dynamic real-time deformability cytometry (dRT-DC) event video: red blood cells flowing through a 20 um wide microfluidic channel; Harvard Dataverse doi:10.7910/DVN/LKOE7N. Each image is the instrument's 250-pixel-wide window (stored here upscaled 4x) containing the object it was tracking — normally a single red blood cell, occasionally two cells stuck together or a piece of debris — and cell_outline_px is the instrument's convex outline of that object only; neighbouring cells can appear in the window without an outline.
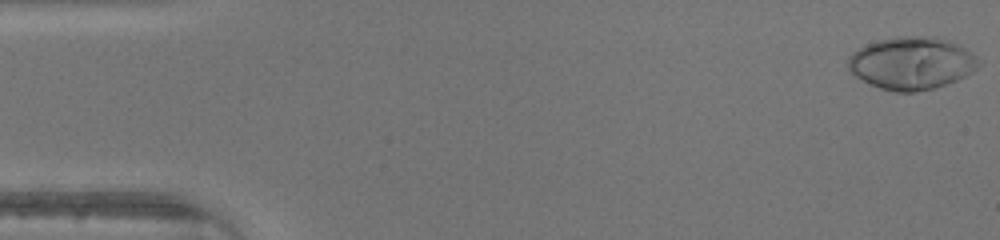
{"species": "human", "species_latin": "Homo sapiens", "temperature_condition": "warm", "stored_images_in_passage": 46, "camera_frame_rate_fps": 3000, "um_per_image_px": 0.085, "donor": {"sex": "male"}, "frame": {"image": 1, "passage_image": 1, "time_ms": 0.0, "image_size_px": [1000, 240], "cell_outline_px": [[980, 64], [972, 72], [956, 80], [932, 88], [916, 92], [896, 92], [880, 88], [856, 76], [848, 68], [848, 56], [852, 52], [868, 44], [880, 40], [896, 36], [936, 36], [948, 40], [964, 48], [976, 56]], "centroid_in_image_um": [77.48, 5.36], "position_along_channel_um": 7.5, "area_um2": 39.59}}
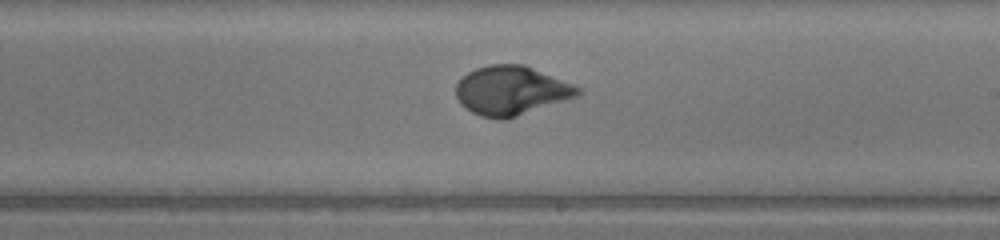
{"frame": {"image": 2, "passage_image": 27, "time_ms": 8.667, "image_size_px": [1000, 240], "cell_outline_px": [[584, 88], [576, 96], [508, 120], [500, 120], [480, 116], [472, 112], [460, 104], [456, 96], [456, 84], [468, 72], [476, 68], [488, 64], [524, 64]], "centroid_in_image_um": [43.45, 7.7], "position_along_channel_um": 245.6, "area_um2": 35.08}}
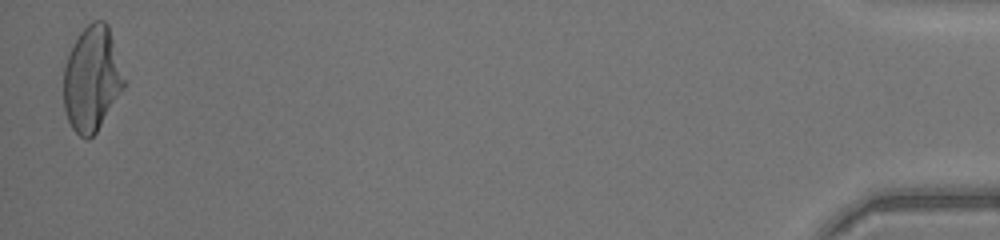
{"frame": {"image": 3, "passage_image": 46, "time_ms": 15.0, "image_size_px": [1000, 240], "cell_outline_px": [[124, 88], [96, 132], [88, 140], [80, 136], [72, 128], [68, 120], [64, 108], [64, 68], [68, 56], [80, 32], [92, 20], [104, 20], [108, 24], [124, 80]], "centroid_in_image_um": [7.8, 6.71], "position_along_channel_um": 427.4, "area_um2": 36.36}}